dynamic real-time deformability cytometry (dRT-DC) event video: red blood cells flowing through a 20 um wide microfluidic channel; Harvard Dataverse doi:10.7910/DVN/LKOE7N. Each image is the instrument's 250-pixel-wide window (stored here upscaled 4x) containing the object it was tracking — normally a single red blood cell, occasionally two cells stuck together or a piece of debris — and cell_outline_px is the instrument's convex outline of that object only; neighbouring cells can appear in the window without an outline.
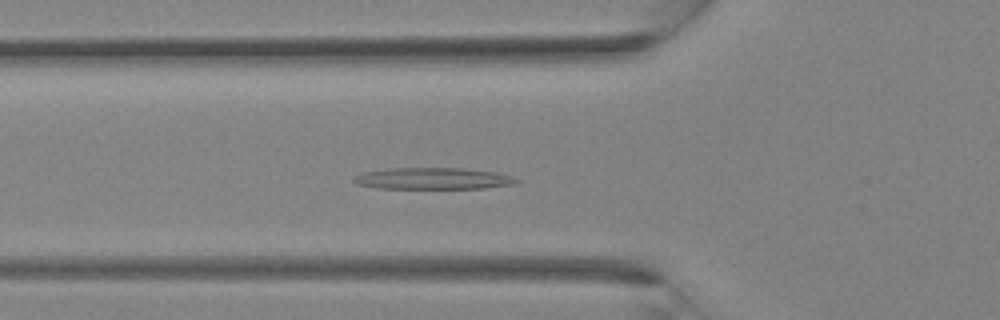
{"species": "Egyptian fruit bat (a non-hibernating species)", "species_latin": "Rousettus aegyptiacus", "temperature_condition": "room temperature", "stored_images_in_passage": 30, "camera_frame_rate_fps": 3000, "um_per_image_px": 0.085, "animal": {"sex": "female"}, "frame": {"image": 1, "passage_image": 8, "time_ms": 2.333, "image_size_px": [1000, 320], "cell_outline_px": [[520, 180], [512, 184], [484, 188], [376, 188], [356, 184], [352, 180], [352, 176], [360, 172], [388, 168], [464, 168], [496, 172], [512, 176]], "centroid_in_image_um": [36.72, 15.16], "position_along_channel_um": 89.1, "area_um2": 20.58}}
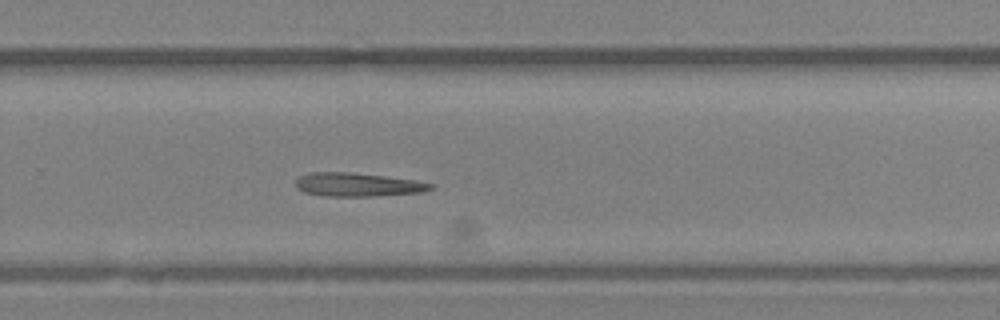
{"frame": {"image": 2, "passage_image": 19, "time_ms": 6.0, "image_size_px": [1000, 320], "cell_outline_px": [[436, 184], [432, 188], [420, 192], [372, 196], [324, 196], [304, 192], [296, 188], [296, 180], [300, 176], [308, 172], [352, 172], [416, 180]], "centroid_in_image_um": [30.38, 15.69], "position_along_channel_um": 299.4, "area_um2": 18.55}}
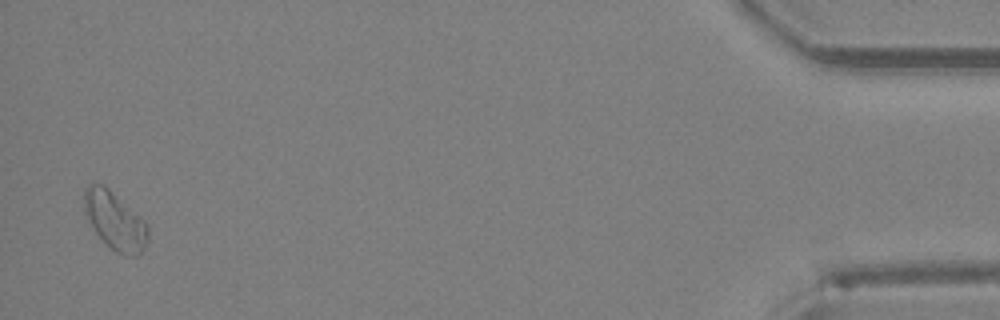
{"frame": {"image": 3, "passage_image": 30, "time_ms": 9.667, "image_size_px": [1000, 320], "cell_outline_px": [[148, 240], [144, 248], [136, 256], [124, 256], [116, 252], [96, 232], [84, 212], [84, 192], [88, 184], [100, 184], [108, 188], [144, 220], [148, 224]], "centroid_in_image_um": [9.79, 18.77], "position_along_channel_um": 425.4, "area_um2": 21.1}}